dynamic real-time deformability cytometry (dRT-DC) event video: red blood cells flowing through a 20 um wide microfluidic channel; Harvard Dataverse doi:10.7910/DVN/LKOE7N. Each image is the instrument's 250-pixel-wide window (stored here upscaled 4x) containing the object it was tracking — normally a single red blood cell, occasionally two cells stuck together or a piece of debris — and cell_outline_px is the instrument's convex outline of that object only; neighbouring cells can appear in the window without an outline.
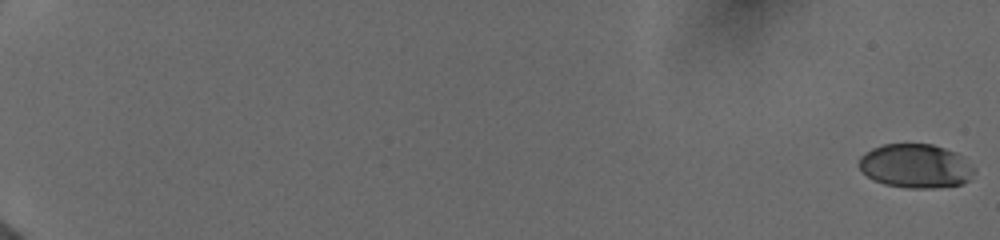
{"species": "human", "species_latin": "Homo sapiens", "temperature_condition": "cold", "stored_images_in_passage": 23, "camera_frame_rate_fps": 3000, "um_per_image_px": 0.085, "donor": {"sex": "female"}, "frame": {"image": 1, "passage_image": 1, "time_ms": 0.0, "image_size_px": [1000, 240], "cell_outline_px": [[976, 172], [964, 184], [932, 188], [908, 188], [884, 184], [872, 180], [856, 164], [860, 156], [864, 152], [872, 148], [884, 144], [932, 144], [956, 152], [964, 156], [976, 168]], "centroid_in_image_um": [77.85, 14.11], "position_along_channel_um": 7.2, "area_um2": 30.0}}
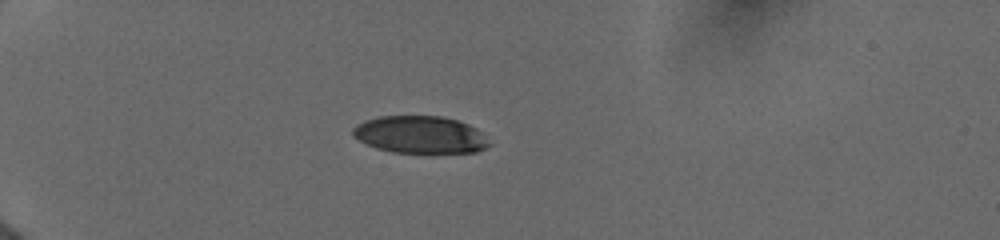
{"frame": {"image": 2, "passage_image": 17, "time_ms": 6.0, "image_size_px": [1000, 240], "cell_outline_px": [[492, 144], [476, 152], [392, 152], [376, 148], [352, 136], [352, 128], [356, 124], [364, 120], [380, 116], [440, 116], [456, 120], [468, 124], [476, 128]], "centroid_in_image_um": [35.68, 11.44], "position_along_channel_um": 49.3, "area_um2": 29.48}}
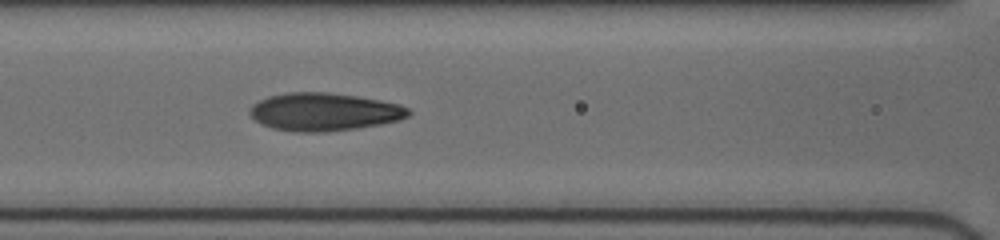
{"frame": {"image": 3, "passage_image": 23, "time_ms": 9.333, "image_size_px": [1000, 240], "cell_outline_px": [[412, 112], [408, 116], [400, 120], [380, 124], [356, 128], [324, 132], [296, 132], [272, 128], [260, 124], [248, 112], [252, 104], [268, 96], [288, 92], [328, 92], [356, 96], [380, 100], [396, 104], [408, 108]], "centroid_in_image_um": [27.52, 9.51], "position_along_channel_um": 139.1, "area_um2": 35.03}}